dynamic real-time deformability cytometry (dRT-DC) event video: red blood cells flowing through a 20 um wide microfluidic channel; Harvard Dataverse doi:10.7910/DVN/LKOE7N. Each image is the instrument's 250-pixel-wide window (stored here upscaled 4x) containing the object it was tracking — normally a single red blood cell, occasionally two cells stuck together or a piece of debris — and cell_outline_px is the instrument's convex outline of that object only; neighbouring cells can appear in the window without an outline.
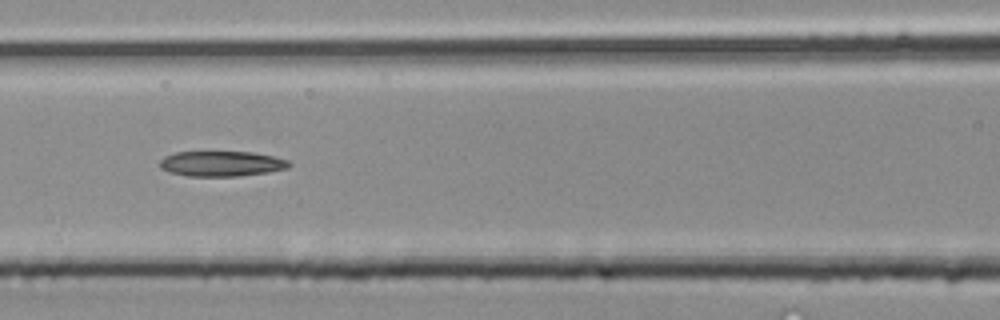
{"species": "common noctule bat (a hibernating species)", "species_latin": "Nyctalus noctula", "temperature_condition": "room temperature", "stored_images_in_passage": 4, "camera_frame_rate_fps": 3000, "um_per_image_px": 0.085, "animal": {"sex": "male", "body_mass_g": 20.4}, "frame": {"image": 1, "passage_image": 4, "time_ms": 1.0, "image_size_px": [1000, 320], "cell_outline_px": [[292, 164], [288, 168], [268, 172], [240, 176], [188, 176], [168, 172], [160, 168], [160, 160], [164, 156], [176, 152], [252, 152], [272, 156], [288, 160]], "centroid_in_image_um": [18.82, 13.92], "position_along_channel_um": 147.8, "area_um2": 19.07}}